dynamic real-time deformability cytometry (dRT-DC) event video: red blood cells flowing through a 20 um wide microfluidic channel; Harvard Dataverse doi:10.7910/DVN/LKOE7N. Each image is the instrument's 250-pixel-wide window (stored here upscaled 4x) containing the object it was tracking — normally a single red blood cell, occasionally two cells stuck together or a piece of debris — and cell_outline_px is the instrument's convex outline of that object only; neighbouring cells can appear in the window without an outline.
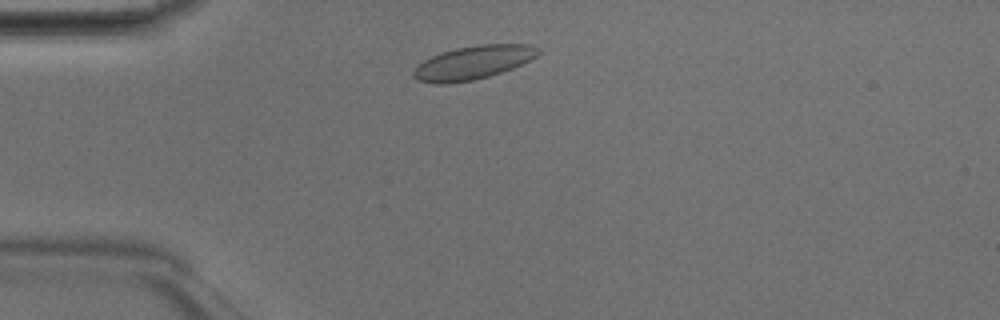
{"species": "Egyptian fruit bat (a non-hibernating species)", "species_latin": "Rousettus aegyptiacus", "temperature_condition": "room temperature", "stored_images_in_passage": 39, "camera_frame_rate_fps": 3000, "um_per_image_px": 0.085, "animal": {"sex": "male"}, "frame": {"image": 1, "passage_image": 3, "time_ms": 0.667, "image_size_px": [1000, 320], "cell_outline_px": [[524, 60], [508, 68], [484, 76], [468, 80], [424, 80], [416, 76], [420, 64], [436, 56], [448, 52], [464, 48], [496, 44], [500, 44]], "centroid_in_image_um": [39.79, 5.39], "position_along_channel_um": 45.2, "area_um2": 18.5}}
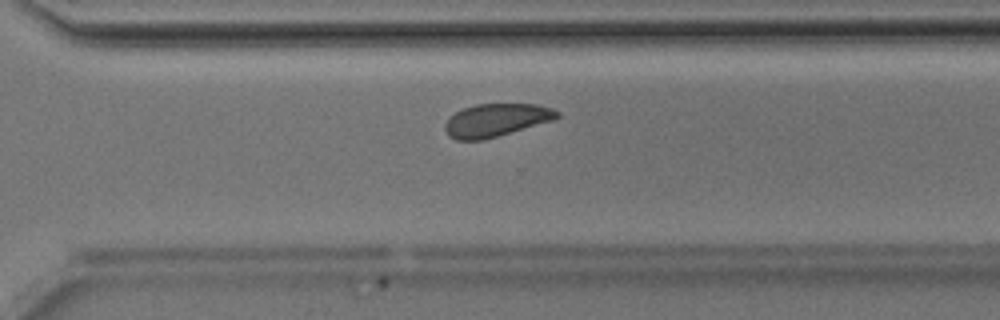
{"frame": {"image": 2, "passage_image": 25, "time_ms": 8.0, "image_size_px": [1000, 320], "cell_outline_px": [[556, 116], [544, 120], [492, 136], [476, 140], [460, 140], [452, 136], [448, 132], [448, 120], [452, 116], [468, 108], [484, 104], [528, 104], [544, 108], [556, 112]], "centroid_in_image_um": [42.05, 10.19], "position_along_channel_um": 328.6, "area_um2": 18.84}}
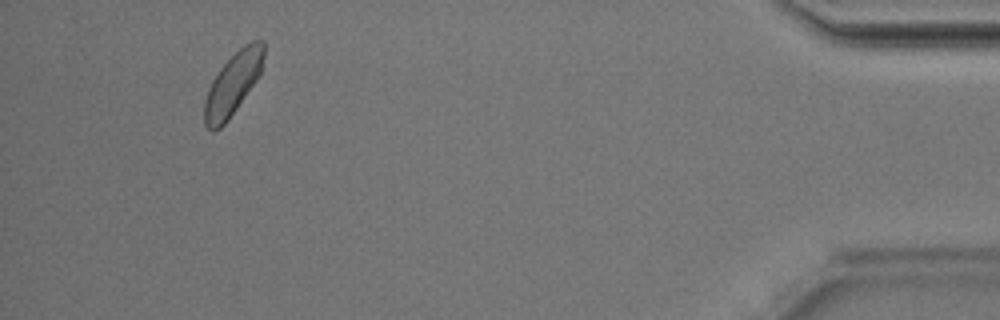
{"frame": {"image": 3, "passage_image": 36, "time_ms": 11.667, "image_size_px": [1000, 320], "cell_outline_px": [[264, 52], [260, 72], [232, 112], [216, 128], [212, 128], [204, 120], [204, 108], [208, 92], [216, 76], [228, 60], [236, 52], [244, 48], [264, 48]], "centroid_in_image_um": [19.73, 7.19], "position_along_channel_um": 415.5, "area_um2": 18.44}, "authors_computed_cell_mechanics": {"area_um2": 18.8428, "velocity_mm_per_s": 4.1634, "shape_relaxation_time_tau1_ms": null, "shape_relaxation_time_tau2_ms": 0.9853, "deformation_change_tau1": null, "deformation_change_tau2": 0.051}}